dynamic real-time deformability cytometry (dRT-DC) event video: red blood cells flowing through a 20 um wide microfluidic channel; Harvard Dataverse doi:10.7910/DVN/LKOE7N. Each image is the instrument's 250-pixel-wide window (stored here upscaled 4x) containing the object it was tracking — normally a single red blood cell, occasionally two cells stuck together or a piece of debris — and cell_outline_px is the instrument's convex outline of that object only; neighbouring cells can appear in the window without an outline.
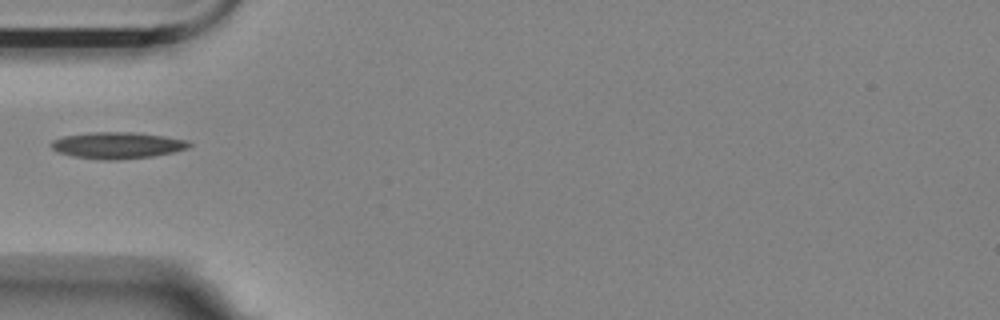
{"species": "Egyptian fruit bat (a non-hibernating species)", "species_latin": "Rousettus aegyptiacus", "temperature_condition": "room temperature", "stored_images_in_passage": 11, "camera_frame_rate_fps": 3000, "um_per_image_px": 0.085, "animal": {"sex": "female"}, "frame": {"image": 1, "passage_image": 1, "time_ms": 0.0, "image_size_px": [1000, 320], "cell_outline_px": [[192, 144], [188, 148], [172, 152], [152, 156], [116, 160], [104, 160], [72, 156], [56, 152], [48, 144], [52, 140], [64, 136], [92, 132], [136, 132], [164, 136], [188, 140]], "centroid_in_image_um": [9.95, 12.35], "position_along_channel_um": 75.1, "area_um2": 21.39}}
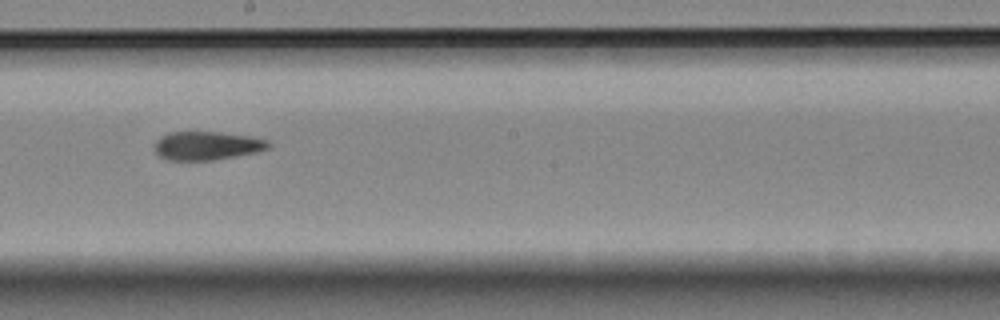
{"frame": {"image": 2, "passage_image": 5, "time_ms": 1.333, "image_size_px": [1000, 320], "cell_outline_px": [[272, 144], [268, 148], [256, 152], [212, 160], [164, 160], [156, 152], [156, 140], [160, 136], [168, 132], [216, 132], [248, 136], [268, 140]], "centroid_in_image_um": [17.57, 12.38], "position_along_channel_um": 230.6, "area_um2": 18.79}}
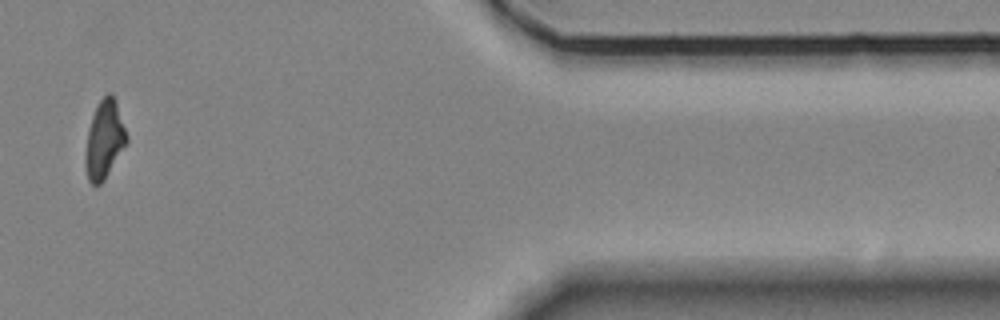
{"frame": {"image": 3, "passage_image": 10, "time_ms": 3.0, "image_size_px": [1000, 320], "cell_outline_px": [[128, 140], [104, 180], [100, 184], [92, 184], [88, 180], [84, 164], [84, 152], [88, 132], [92, 116], [100, 100], [108, 92], [112, 92], [116, 100], [128, 136]], "centroid_in_image_um": [8.86, 11.86], "position_along_channel_um": 402.5, "area_um2": 18.73}}